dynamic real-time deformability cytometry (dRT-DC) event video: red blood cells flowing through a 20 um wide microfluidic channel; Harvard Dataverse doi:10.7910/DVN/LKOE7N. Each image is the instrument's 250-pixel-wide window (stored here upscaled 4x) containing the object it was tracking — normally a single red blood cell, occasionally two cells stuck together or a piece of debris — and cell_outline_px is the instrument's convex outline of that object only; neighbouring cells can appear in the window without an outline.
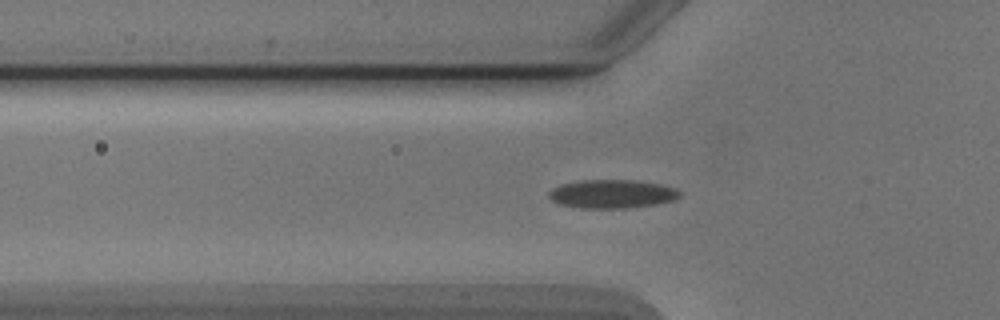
{"species": "Egyptian fruit bat (a non-hibernating species)", "species_latin": "Rousettus aegyptiacus", "temperature_condition": "cold", "stored_images_in_passage": 43, "camera_frame_rate_fps": 3000, "um_per_image_px": 0.085, "animal": {"sex": "male"}, "frame": {"image": 1, "passage_image": 7, "time_ms": 2.0, "image_size_px": [1000, 320], "cell_outline_px": [[680, 196], [672, 200], [656, 204], [628, 208], [580, 208], [560, 204], [552, 200], [548, 196], [548, 192], [552, 188], [560, 184], [580, 180], [632, 180], [660, 184], [676, 188], [680, 192]], "centroid_in_image_um": [51.99, 16.48], "position_along_channel_um": 73.8, "area_um2": 21.79}}
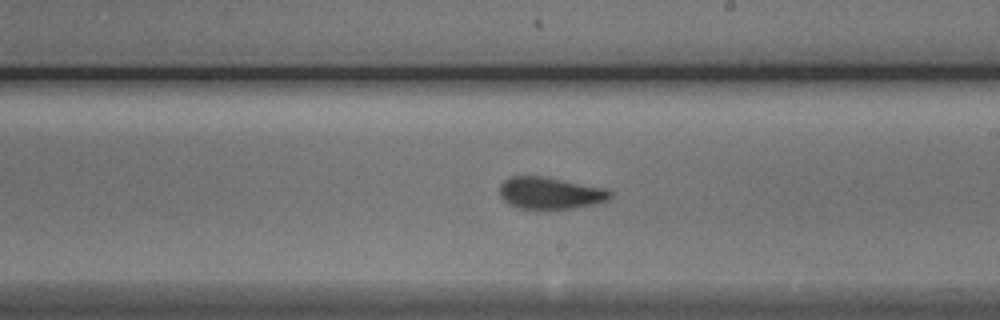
{"frame": {"image": 2, "passage_image": 20, "time_ms": 6.333, "image_size_px": [1000, 320], "cell_outline_px": [[612, 196], [608, 200], [596, 204], [572, 208], [520, 208], [508, 204], [500, 196], [500, 184], [504, 180], [512, 176], [544, 176], [604, 188], [612, 192]], "centroid_in_image_um": [46.76, 16.4], "position_along_channel_um": 242.2, "area_um2": 20.4}}
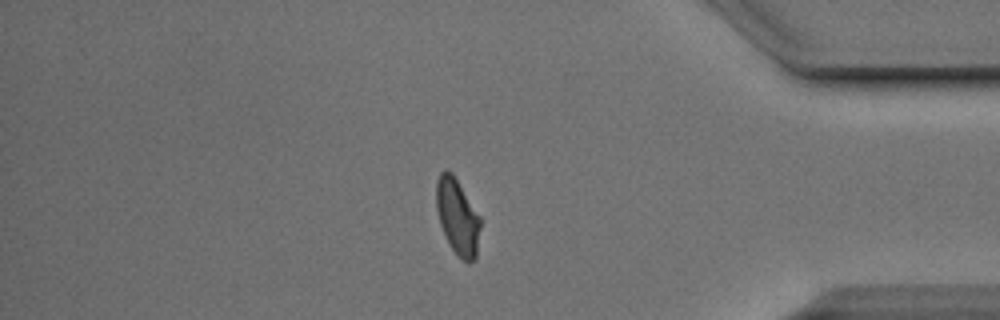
{"frame": {"image": 3, "passage_image": 34, "time_ms": 11.0, "image_size_px": [1000, 320], "cell_outline_px": [[480, 228], [476, 260], [468, 264], [448, 244], [440, 224], [436, 208], [436, 180], [440, 172], [452, 172], [480, 216]], "centroid_in_image_um": [38.89, 18.44], "position_along_channel_um": 396.3, "area_um2": 19.42}, "authors_computed_cell_mechanics": {"area_um2": 20.519, "velocity_mm_per_s": 3.886, "shape_relaxation_time_tau1_ms": 5.1074, "shape_relaxation_time_tau2_ms": 0.8617, "deformation_change_tau1": 0.1448, "deformation_change_tau2": 0.0488}}